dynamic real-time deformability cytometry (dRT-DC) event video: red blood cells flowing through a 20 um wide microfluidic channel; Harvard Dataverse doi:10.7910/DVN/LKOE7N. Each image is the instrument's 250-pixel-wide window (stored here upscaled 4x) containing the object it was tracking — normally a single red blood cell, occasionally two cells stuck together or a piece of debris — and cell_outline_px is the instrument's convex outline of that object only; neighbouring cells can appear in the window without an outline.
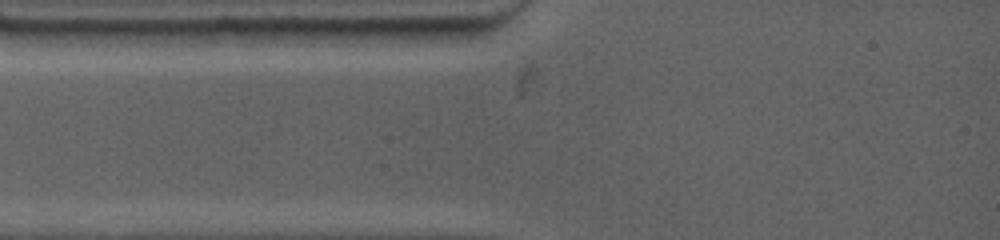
{"species": "common noctule bat (a hibernating species)", "species_latin": "Nyctalus noctula", "temperature_condition": "warm", "stored_images_in_passage": 3, "camera_frame_rate_fps": 4500, "um_per_image_px": 0.085, "animal": {"sex": "female", "body_mass_g": 19.0, "forearm_length_mm": 53.3}, "frame": {"image": 1, "passage_image": 1, "time_ms": 0.0, "image_size_px": [1000, 240], "cell_outline_px": [[484, 32], [476, 36], [428, 48], [364, 48], [328, 44], [324, 28], [484, 28]], "centroid_in_image_um": [33.82, 3.14], "position_along_channel_um": 51.2, "area_um2": 19.36}}